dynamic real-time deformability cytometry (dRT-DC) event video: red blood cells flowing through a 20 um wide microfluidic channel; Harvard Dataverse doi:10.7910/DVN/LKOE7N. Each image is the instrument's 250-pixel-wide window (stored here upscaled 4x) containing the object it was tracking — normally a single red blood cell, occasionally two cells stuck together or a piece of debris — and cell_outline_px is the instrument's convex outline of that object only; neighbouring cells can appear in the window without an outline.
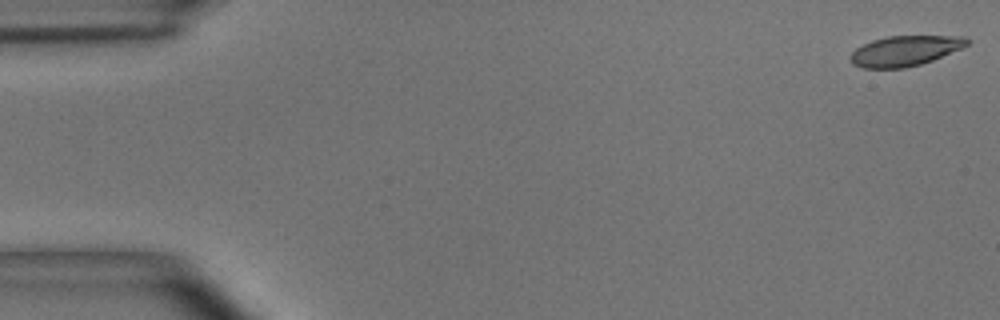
{"species": "common noctule bat (a hibernating species)", "species_latin": "Nyctalus noctula", "temperature_condition": "room temperature", "stored_images_in_passage": 8, "camera_frame_rate_fps": 3000, "um_per_image_px": 0.085, "animal": {"sex": "male", "body_mass_g": 15.6}, "frame": {"image": 1, "passage_image": 1, "time_ms": 0.0, "image_size_px": [1000, 320], "cell_outline_px": [[972, 40], [964, 48], [932, 60], [920, 64], [904, 68], [864, 68], [852, 64], [848, 56], [856, 48], [872, 40], [888, 36], [968, 36]], "centroid_in_image_um": [76.96, 4.31], "position_along_channel_um": 8.0, "area_um2": 20.75}}